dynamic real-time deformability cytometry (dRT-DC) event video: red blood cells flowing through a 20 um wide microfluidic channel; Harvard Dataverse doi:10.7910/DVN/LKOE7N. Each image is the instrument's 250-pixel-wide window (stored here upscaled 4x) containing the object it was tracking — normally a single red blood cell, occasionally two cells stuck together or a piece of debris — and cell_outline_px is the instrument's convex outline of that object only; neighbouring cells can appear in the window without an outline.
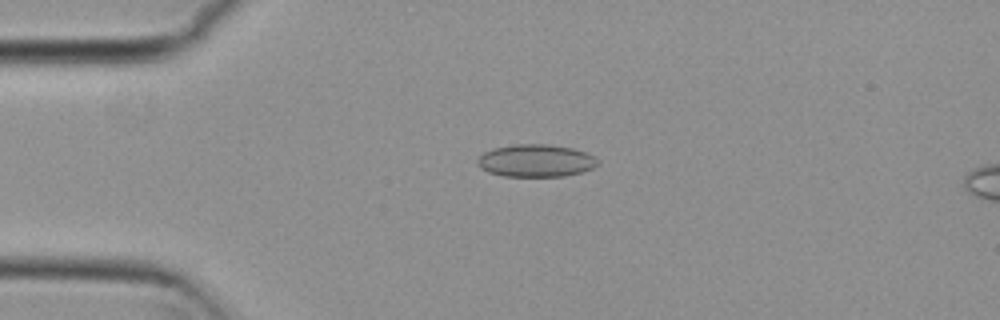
{"species": "common noctule bat (a hibernating species)", "species_latin": "Nyctalus noctula", "temperature_condition": "cold", "stored_images_in_passage": 54, "camera_frame_rate_fps": 3000, "um_per_image_px": 0.085, "animal": {"sex": "female", "body_mass_g": 29.2, "forearm_length_mm": 56.3}, "frame": {"image": 1, "passage_image": 13, "time_ms": 4.0, "image_size_px": [1000, 320], "cell_outline_px": [[600, 164], [592, 168], [580, 172], [564, 176], [504, 176], [488, 172], [480, 168], [476, 164], [476, 160], [484, 152], [492, 148], [516, 144], [548, 144], [572, 148], [596, 156], [600, 160]], "centroid_in_image_um": [45.55, 13.65], "position_along_channel_um": 39.5, "area_um2": 22.95}}
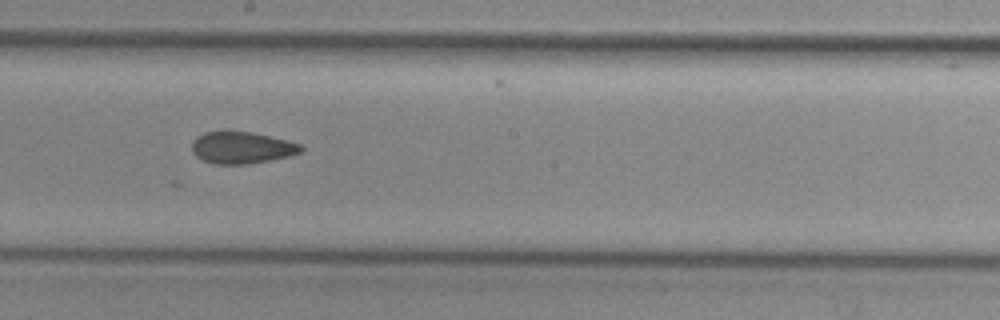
{"frame": {"image": 2, "passage_image": 30, "time_ms": 9.667, "image_size_px": [1000, 320], "cell_outline_px": [[304, 152], [288, 156], [248, 164], [212, 164], [196, 156], [192, 152], [192, 140], [196, 136], [204, 132], [224, 128], [228, 128], [252, 132], [288, 140], [300, 144], [304, 148]], "centroid_in_image_um": [20.51, 12.5], "position_along_channel_um": 227.7, "area_um2": 20.98}}
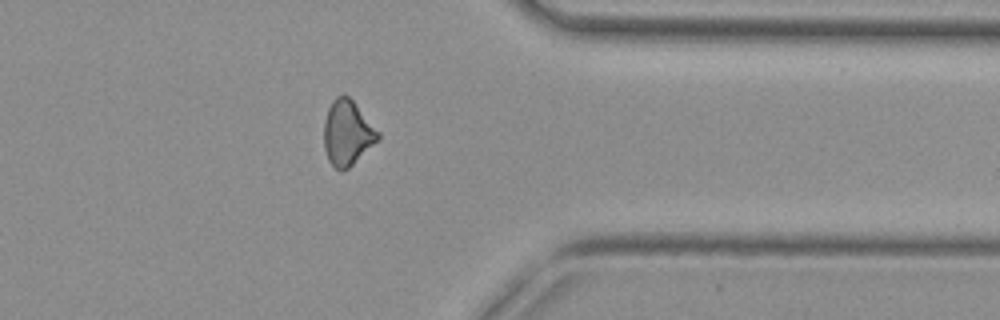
{"frame": {"image": 3, "passage_image": 43, "time_ms": 14.0, "image_size_px": [1000, 320], "cell_outline_px": [[380, 140], [348, 168], [340, 172], [328, 160], [324, 148], [324, 120], [328, 108], [332, 100], [336, 96], [344, 92], [352, 100], [380, 132]], "centroid_in_image_um": [29.53, 11.29], "position_along_channel_um": 381.9, "area_um2": 20.69}, "authors_computed_cell_mechanics": {"area_um2": 21.0103, "velocity_mm_per_s": 3.8196, "shape_relaxation_time_tau1_ms": null, "shape_relaxation_time_tau2_ms": 5.7536, "deformation_change_tau1": null, "deformation_change_tau2": 0.1282}}